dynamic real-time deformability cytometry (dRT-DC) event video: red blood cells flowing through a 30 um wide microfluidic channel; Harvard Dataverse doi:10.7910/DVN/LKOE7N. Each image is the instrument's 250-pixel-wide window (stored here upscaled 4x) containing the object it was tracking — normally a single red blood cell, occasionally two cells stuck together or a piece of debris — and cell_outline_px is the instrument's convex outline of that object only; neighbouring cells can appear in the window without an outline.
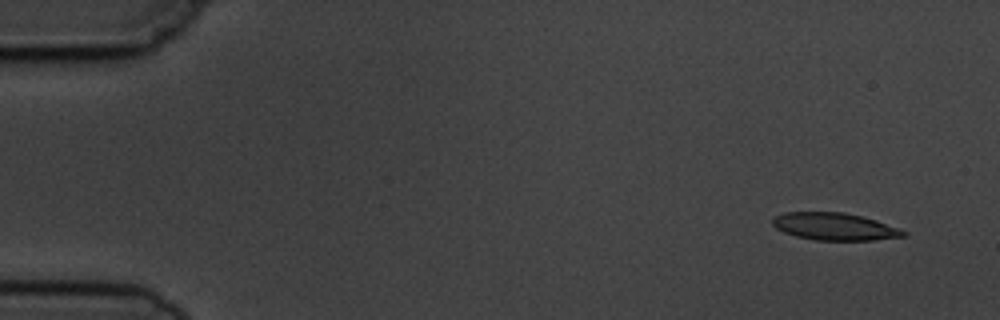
{"species": "common noctule bat (a hibernating species)", "species_latin": "Nyctalus noctula", "temperature_condition": "cold", "stored_images_in_passage": 5, "camera_frame_rate_fps": 3000, "um_per_image_px": 0.085, "animal": {"sex": "male", "body_mass_g": 19.5, "forearm_length_mm": 54.6}, "frame": {"image": 1, "passage_image": 1, "time_ms": 0.0, "image_size_px": [1000, 320], "cell_outline_px": [[908, 236], [872, 240], [816, 240], [796, 236], [784, 232], [776, 228], [772, 224], [772, 220], [776, 216], [784, 212], [844, 212], [876, 220], [908, 232]], "centroid_in_image_um": [70.95, 19.26], "position_along_channel_um": 14.1, "area_um2": 20.75}}
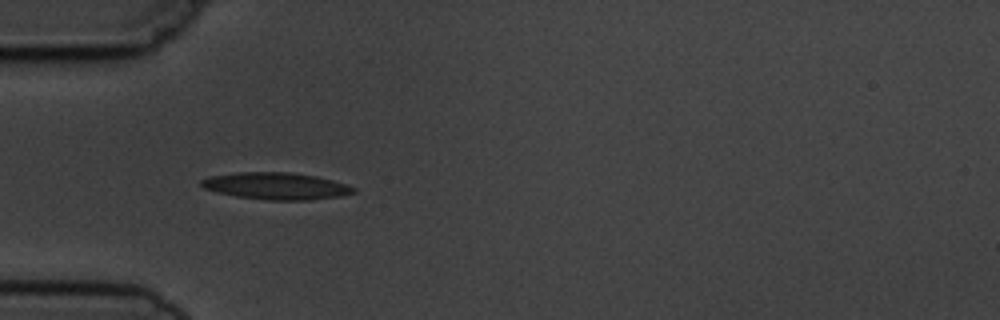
{"frame": {"image": 2, "passage_image": 5, "time_ms": 4.333, "image_size_px": [1000, 320], "cell_outline_px": [[356, 192], [344, 196], [308, 200], [268, 200], [236, 196], [216, 192], [204, 188], [200, 184], [200, 180], [208, 176], [240, 172], [292, 172], [316, 176], [348, 184], [356, 188]], "centroid_in_image_um": [23.5, 15.81], "position_along_channel_um": 61.5, "area_um2": 24.1}}